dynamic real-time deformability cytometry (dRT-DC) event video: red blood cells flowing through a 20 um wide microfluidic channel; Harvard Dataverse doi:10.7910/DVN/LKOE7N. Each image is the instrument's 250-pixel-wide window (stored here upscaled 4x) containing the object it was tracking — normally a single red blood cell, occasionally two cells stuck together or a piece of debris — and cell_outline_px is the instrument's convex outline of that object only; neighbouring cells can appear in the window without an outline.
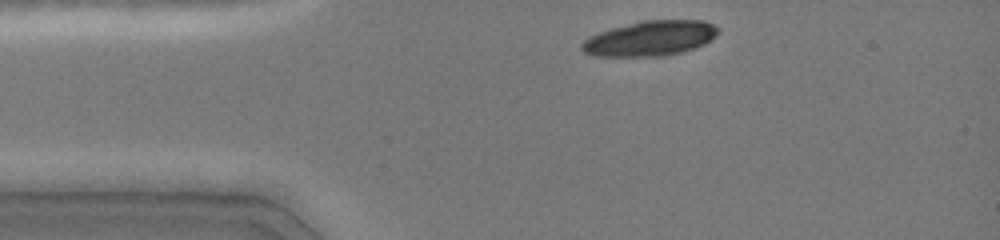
{"species": "common noctule bat (a hibernating species)", "species_latin": "Nyctalus noctula", "temperature_condition": "cold", "stored_images_in_passage": 21, "camera_frame_rate_fps": 3000, "um_per_image_px": 0.085, "animal": {"sex": "female", "body_mass_g": 19.0, "forearm_length_mm": 51.5}, "frame": {"image": 1, "passage_image": 2, "time_ms": 0.333, "image_size_px": [1000, 240], "cell_outline_px": [[720, 32], [716, 36], [704, 44], [696, 48], [668, 56], [592, 56], [584, 52], [580, 48], [580, 44], [588, 36], [612, 28], [640, 20], [704, 20], [720, 28]], "centroid_in_image_um": [55.28, 3.26], "position_along_channel_um": 29.7, "area_um2": 28.21}}
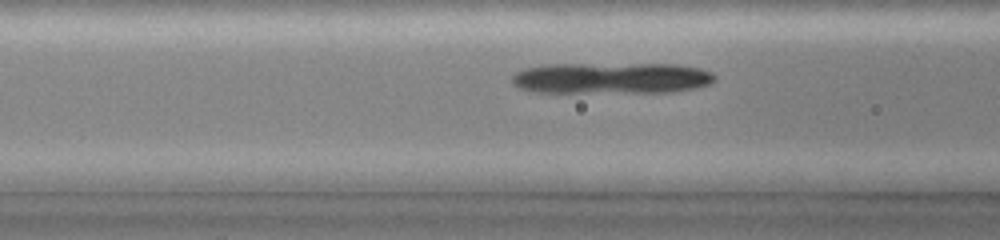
{"frame": {"image": 2, "passage_image": 11, "time_ms": 3.333, "image_size_px": [1000, 240], "cell_outline_px": [[716, 80], [712, 84], [696, 88], [672, 92], [532, 92], [516, 88], [512, 84], [512, 76], [516, 72], [524, 68], [544, 64], [676, 64], [700, 68], [712, 72], [716, 76]], "centroid_in_image_um": [51.97, 6.64], "position_along_channel_um": 114.6, "area_um2": 37.45}}